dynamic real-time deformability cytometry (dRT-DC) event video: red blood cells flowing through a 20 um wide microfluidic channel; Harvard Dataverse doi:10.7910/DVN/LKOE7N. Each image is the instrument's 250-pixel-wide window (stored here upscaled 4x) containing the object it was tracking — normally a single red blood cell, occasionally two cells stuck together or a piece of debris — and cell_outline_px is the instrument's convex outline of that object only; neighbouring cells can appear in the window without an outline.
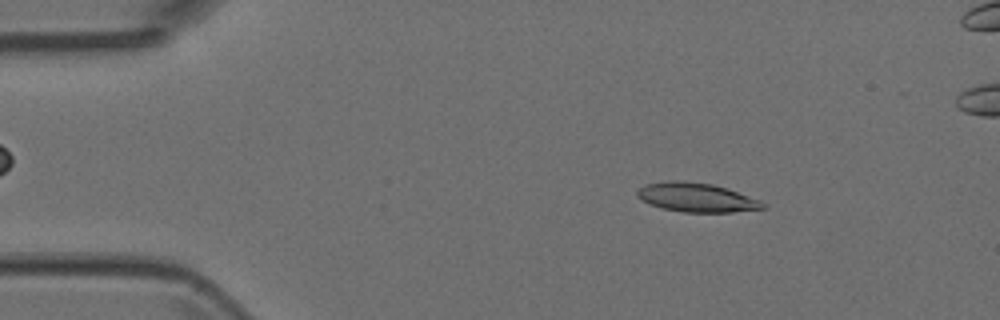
{"species": "Egyptian fruit bat (a non-hibernating species)", "species_latin": "Rousettus aegyptiacus", "temperature_condition": "room temperature", "stored_images_in_passage": 5, "camera_frame_rate_fps": 3000, "um_per_image_px": 0.085, "animal": {"sex": "female"}, "frame": {"image": 1, "passage_image": 2, "time_ms": 0.333, "image_size_px": [1000, 320], "cell_outline_px": [[768, 208], [732, 212], [684, 212], [664, 208], [652, 204], [636, 196], [636, 192], [644, 184], [672, 180], [680, 180], [712, 184], [760, 200], [768, 204]], "centroid_in_image_um": [59.23, 16.78], "position_along_channel_um": 25.8, "area_um2": 21.04}}